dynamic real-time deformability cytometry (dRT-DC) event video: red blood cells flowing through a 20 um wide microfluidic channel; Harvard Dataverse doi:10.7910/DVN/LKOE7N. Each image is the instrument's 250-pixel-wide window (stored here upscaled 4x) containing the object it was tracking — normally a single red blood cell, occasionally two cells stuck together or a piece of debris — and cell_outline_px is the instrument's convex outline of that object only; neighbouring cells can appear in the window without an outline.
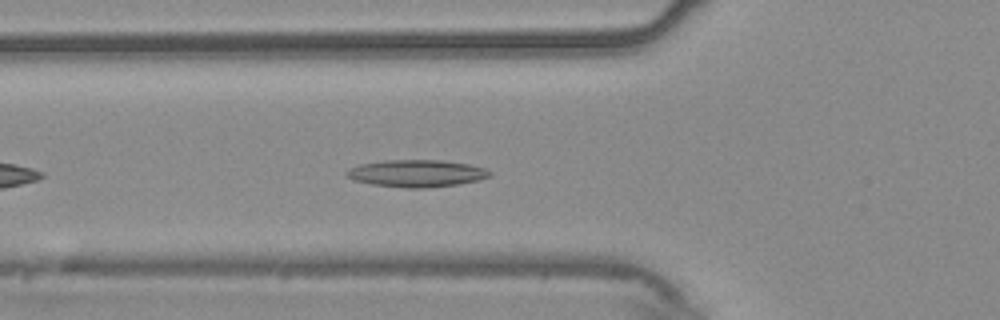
{"species": "common noctule bat (a hibernating species)", "species_latin": "Nyctalus noctula", "temperature_condition": "warm", "stored_images_in_passage": 33, "camera_frame_rate_fps": 3000, "um_per_image_px": 0.085, "animal": {"sex": "male", "body_mass_g": 20.4}, "frame": {"image": 1, "passage_image": 7, "time_ms": 2.0, "image_size_px": [1000, 320], "cell_outline_px": [[492, 176], [480, 180], [460, 184], [428, 188], [408, 188], [372, 184], [352, 180], [344, 172], [348, 168], [360, 164], [384, 160], [440, 160], [468, 164], [484, 168], [492, 172]], "centroid_in_image_um": [35.42, 14.74], "position_along_channel_um": 90.4, "area_um2": 22.83}}
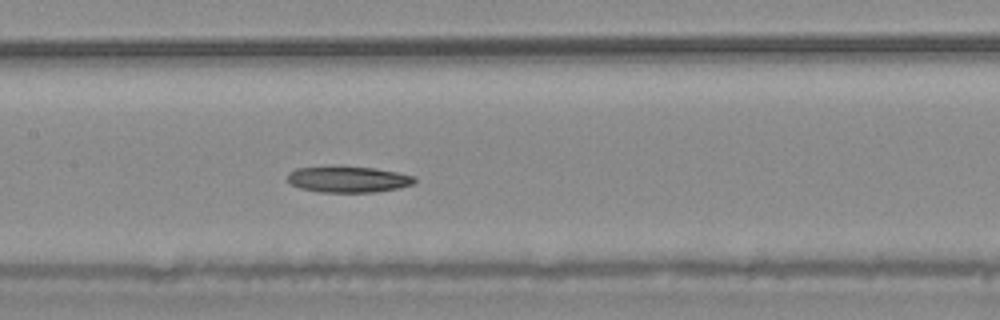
{"frame": {"image": 2, "passage_image": 14, "time_ms": 4.333, "image_size_px": [1000, 320], "cell_outline_px": [[416, 180], [412, 184], [400, 188], [376, 192], [316, 192], [300, 188], [292, 184], [288, 180], [288, 172], [296, 168], [376, 168], [400, 172], [416, 176]], "centroid_in_image_um": [29.66, 15.27], "position_along_channel_um": 177.7, "area_um2": 19.02}}
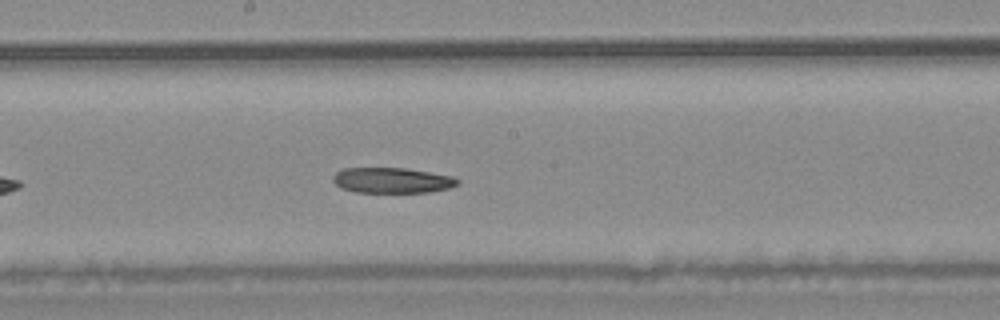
{"frame": {"image": 3, "passage_image": 17, "time_ms": 5.333, "image_size_px": [1000, 320], "cell_outline_px": [[460, 184], [448, 188], [432, 192], [356, 192], [340, 188], [332, 180], [332, 176], [336, 172], [344, 168], [404, 168], [452, 176], [460, 180]], "centroid_in_image_um": [33.32, 15.33], "position_along_channel_um": 214.9, "area_um2": 18.5}}